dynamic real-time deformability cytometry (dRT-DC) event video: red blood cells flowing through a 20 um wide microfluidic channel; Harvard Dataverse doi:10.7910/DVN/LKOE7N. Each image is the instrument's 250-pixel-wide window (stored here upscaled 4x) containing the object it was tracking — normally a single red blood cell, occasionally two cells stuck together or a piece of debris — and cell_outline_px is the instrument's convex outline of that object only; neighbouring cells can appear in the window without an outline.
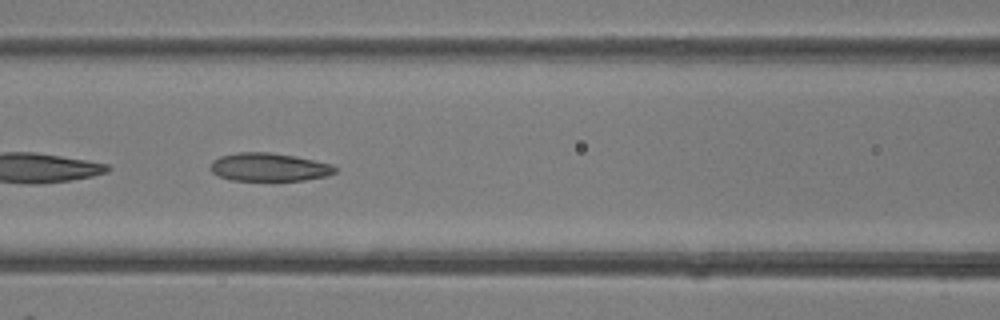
{"species": "common noctule bat (a hibernating species)", "species_latin": "Nyctalus noctula", "temperature_condition": "room temperature", "stored_images_in_passage": 32, "camera_frame_rate_fps": 3000, "um_per_image_px": 0.085, "animal": {"sex": "female"}, "frame": {"image": 1, "passage_image": 10, "time_ms": 3.0, "image_size_px": [1000, 320], "cell_outline_px": [[336, 172], [328, 176], [304, 180], [228, 180], [216, 176], [208, 168], [212, 160], [220, 156], [236, 152], [268, 152], [296, 156], [332, 164], [336, 168]], "centroid_in_image_um": [22.82, 14.2], "position_along_channel_um": 143.8, "area_um2": 20.75}}